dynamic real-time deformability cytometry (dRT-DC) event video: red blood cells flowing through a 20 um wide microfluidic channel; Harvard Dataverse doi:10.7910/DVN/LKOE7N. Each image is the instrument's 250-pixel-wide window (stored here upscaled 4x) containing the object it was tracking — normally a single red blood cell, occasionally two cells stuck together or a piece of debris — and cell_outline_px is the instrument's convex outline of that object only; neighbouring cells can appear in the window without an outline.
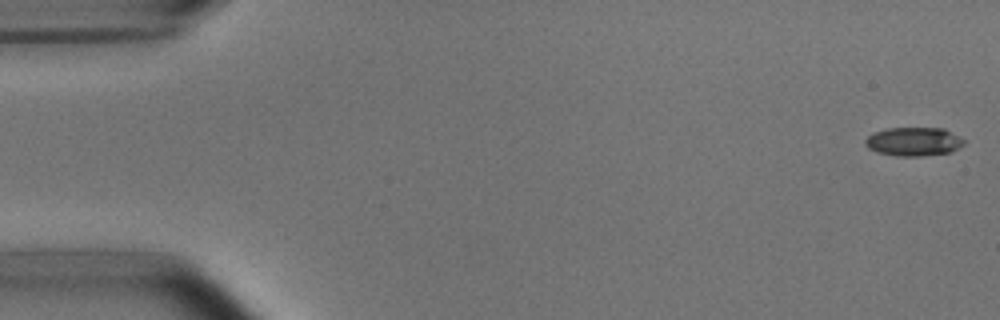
{"species": "common noctule bat (a hibernating species)", "species_latin": "Nyctalus noctula", "temperature_condition": "room temperature", "stored_images_in_passage": 52, "camera_frame_rate_fps": 3000, "um_per_image_px": 0.085, "animal": {"sex": "male", "body_mass_g": 15.6}, "frame": {"image": 1, "passage_image": 1, "time_ms": 0.0, "image_size_px": [1000, 320], "cell_outline_px": [[964, 144], [952, 152], [920, 156], [896, 156], [876, 152], [868, 148], [864, 144], [864, 140], [872, 132], [888, 128], [944, 128], [964, 140]], "centroid_in_image_um": [77.62, 12.04], "position_along_channel_um": 7.4, "area_um2": 16.59}}
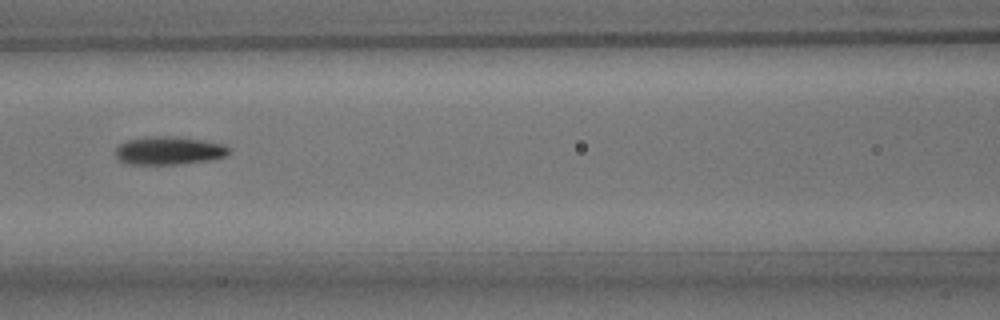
{"frame": {"image": 2, "passage_image": 23, "time_ms": 7.333, "image_size_px": [1000, 320], "cell_outline_px": [[228, 152], [224, 156], [208, 160], [180, 164], [128, 164], [120, 160], [116, 156], [116, 148], [120, 144], [128, 140], [144, 136], [176, 136], [224, 144], [228, 148]], "centroid_in_image_um": [14.31, 12.79], "position_along_channel_um": 152.3, "area_um2": 18.44}}
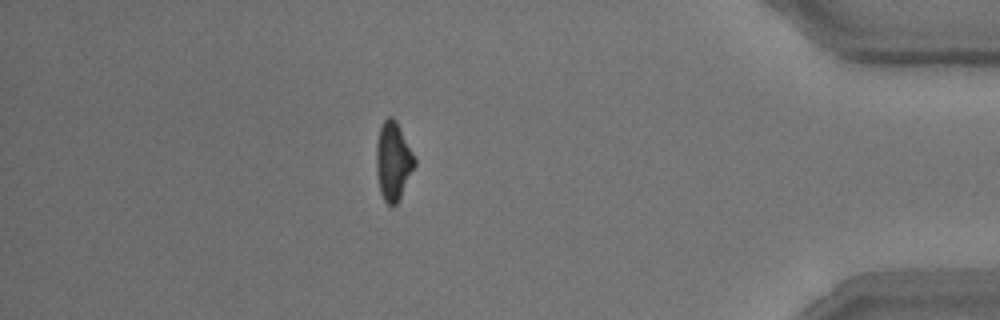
{"frame": {"image": 3, "passage_image": 46, "time_ms": 15.0, "image_size_px": [1000, 320], "cell_outline_px": [[416, 164], [396, 204], [392, 208], [384, 200], [380, 192], [376, 172], [376, 144], [380, 128], [384, 120], [388, 116], [392, 116], [396, 120], [416, 160]], "centroid_in_image_um": [33.4, 13.69], "position_along_channel_um": 401.8, "area_um2": 17.34}, "authors_computed_cell_mechanics": {"area_um2": 17.8024, "velocity_mm_per_s": 3.7981, "shape_relaxation_time_tau1_ms": 3.0701, "shape_relaxation_time_tau2_ms": 2.6338, "deformation_change_tau1": 0.1483, "deformation_change_tau2": 0.0927}}